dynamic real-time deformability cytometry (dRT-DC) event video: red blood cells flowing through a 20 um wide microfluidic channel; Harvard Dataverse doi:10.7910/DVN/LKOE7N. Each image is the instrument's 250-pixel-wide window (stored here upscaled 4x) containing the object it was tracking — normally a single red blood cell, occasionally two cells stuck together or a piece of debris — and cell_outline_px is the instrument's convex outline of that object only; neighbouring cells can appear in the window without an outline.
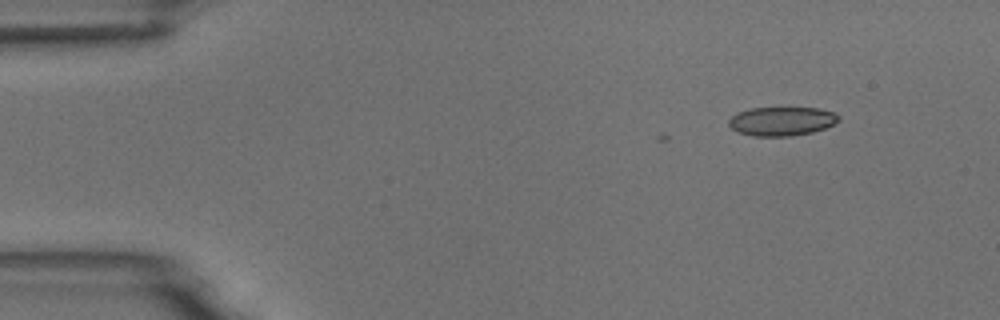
{"species": "common noctule bat (a hibernating species)", "species_latin": "Nyctalus noctula", "temperature_condition": "room temperature", "stored_images_in_passage": 3, "camera_frame_rate_fps": 3000, "um_per_image_px": 0.085, "animal": {"sex": "male", "body_mass_g": 18.8}, "frame": {"image": 1, "passage_image": 1, "time_ms": 0.0, "image_size_px": [1000, 320], "cell_outline_px": [[840, 120], [824, 128], [812, 132], [792, 136], [752, 136], [736, 132], [728, 124], [728, 120], [736, 112], [752, 108], [820, 108], [832, 112], [840, 116]], "centroid_in_image_um": [66.41, 10.31], "position_along_channel_um": 18.6, "area_um2": 18.55}}